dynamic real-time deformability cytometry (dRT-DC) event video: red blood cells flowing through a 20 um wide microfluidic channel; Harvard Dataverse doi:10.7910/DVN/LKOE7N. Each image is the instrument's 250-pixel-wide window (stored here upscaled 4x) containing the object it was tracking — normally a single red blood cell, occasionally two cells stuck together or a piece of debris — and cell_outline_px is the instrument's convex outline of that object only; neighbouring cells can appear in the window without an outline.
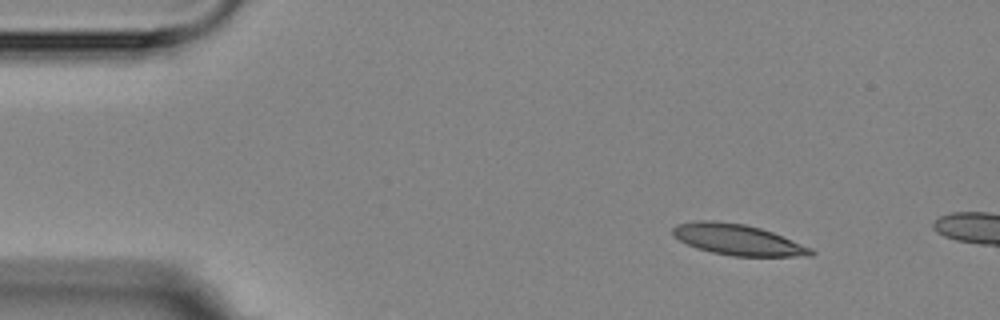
{"species": "Egyptian fruit bat (a non-hibernating species)", "species_latin": "Rousettus aegyptiacus", "temperature_condition": "room temperature", "stored_images_in_passage": 2, "camera_frame_rate_fps": 3000, "um_per_image_px": 0.085, "animal": {"sex": "female"}, "frame": {"image": 1, "passage_image": 1, "time_ms": 0.0, "image_size_px": [1000, 320], "cell_outline_px": [[816, 252], [812, 256], [732, 256], [712, 252], [696, 248], [672, 236], [672, 228], [676, 224], [696, 220], [712, 220], [744, 224], [760, 228], [772, 232], [812, 248]], "centroid_in_image_um": [62.68, 20.37], "position_along_channel_um": 22.3, "area_um2": 24.85}}